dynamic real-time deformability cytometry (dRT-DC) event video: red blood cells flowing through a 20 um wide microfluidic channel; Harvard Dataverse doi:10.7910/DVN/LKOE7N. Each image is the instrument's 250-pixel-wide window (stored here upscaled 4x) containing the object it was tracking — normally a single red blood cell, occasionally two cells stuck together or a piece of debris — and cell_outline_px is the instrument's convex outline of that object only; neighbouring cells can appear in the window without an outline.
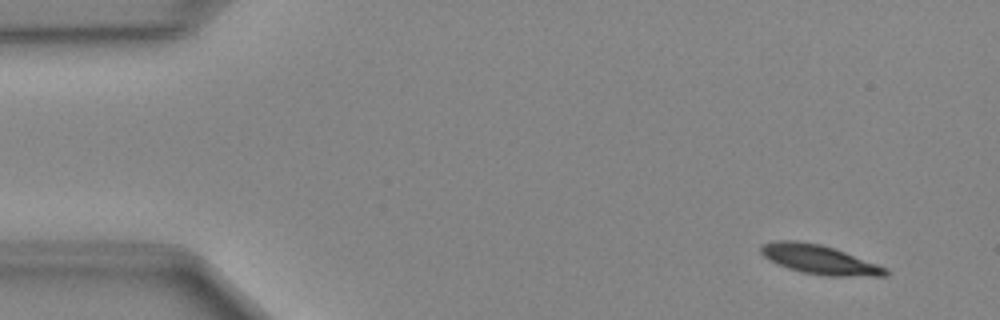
{"species": "Egyptian fruit bat (a non-hibernating species)", "species_latin": "Rousettus aegyptiacus", "temperature_condition": "cold", "stored_images_in_passage": 46, "camera_frame_rate_fps": 3000, "um_per_image_px": 0.085, "animal": {"sex": "female"}, "frame": {"image": 1, "passage_image": 1, "time_ms": 0.0, "image_size_px": [1000, 320], "cell_outline_px": [[888, 276], [824, 276], [804, 272], [788, 268], [764, 256], [760, 252], [760, 248], [764, 244], [776, 240], [796, 240], [820, 244], [844, 252], [888, 268]], "centroid_in_image_um": [69.67, 22.06], "position_along_channel_um": 15.3, "area_um2": 20.81}}
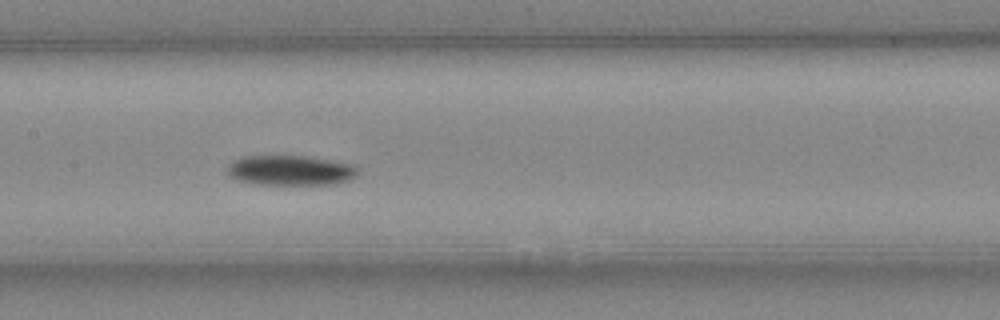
{"frame": {"image": 2, "passage_image": 21, "time_ms": 6.667, "image_size_px": [1000, 320], "cell_outline_px": [[360, 172], [356, 176], [348, 180], [336, 184], [256, 184], [240, 180], [228, 176], [224, 172], [228, 164], [232, 160], [244, 156], [304, 156], [352, 164], [360, 168]], "centroid_in_image_um": [24.66, 14.48], "position_along_channel_um": 182.7, "area_um2": 23.0}}
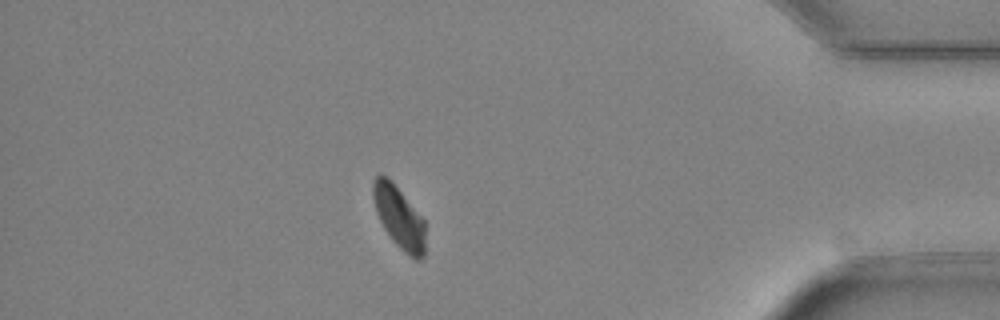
{"frame": {"image": 3, "passage_image": 40, "time_ms": 13.0, "image_size_px": [1000, 320], "cell_outline_px": [[424, 256], [420, 260], [416, 260], [404, 252], [392, 240], [384, 228], [376, 212], [372, 196], [372, 184], [376, 176], [380, 172], [388, 176], [392, 180], [424, 220]], "centroid_in_image_um": [33.89, 18.43], "position_along_channel_um": 401.3, "area_um2": 18.96}}